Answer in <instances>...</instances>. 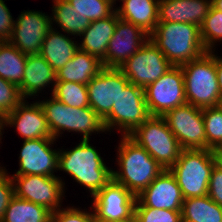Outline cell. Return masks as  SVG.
<instances>
[{
  "label": "cell",
  "mask_w": 222,
  "mask_h": 222,
  "mask_svg": "<svg viewBox=\"0 0 222 222\" xmlns=\"http://www.w3.org/2000/svg\"><path fill=\"white\" fill-rule=\"evenodd\" d=\"M149 39L173 66H181L208 52L196 24L158 22Z\"/></svg>",
  "instance_id": "6da1fadb"
},
{
  "label": "cell",
  "mask_w": 222,
  "mask_h": 222,
  "mask_svg": "<svg viewBox=\"0 0 222 222\" xmlns=\"http://www.w3.org/2000/svg\"><path fill=\"white\" fill-rule=\"evenodd\" d=\"M122 136L117 161L120 171H112V179L138 196L164 169L143 147Z\"/></svg>",
  "instance_id": "7a4b0ae2"
},
{
  "label": "cell",
  "mask_w": 222,
  "mask_h": 222,
  "mask_svg": "<svg viewBox=\"0 0 222 222\" xmlns=\"http://www.w3.org/2000/svg\"><path fill=\"white\" fill-rule=\"evenodd\" d=\"M89 140H82L70 151H59L58 169L67 172L80 185L87 187L92 197L110 180L112 171Z\"/></svg>",
  "instance_id": "3957f363"
},
{
  "label": "cell",
  "mask_w": 222,
  "mask_h": 222,
  "mask_svg": "<svg viewBox=\"0 0 222 222\" xmlns=\"http://www.w3.org/2000/svg\"><path fill=\"white\" fill-rule=\"evenodd\" d=\"M212 53L208 51L196 60L181 65L187 103L201 109L217 106L221 96L215 55Z\"/></svg>",
  "instance_id": "277c9868"
},
{
  "label": "cell",
  "mask_w": 222,
  "mask_h": 222,
  "mask_svg": "<svg viewBox=\"0 0 222 222\" xmlns=\"http://www.w3.org/2000/svg\"><path fill=\"white\" fill-rule=\"evenodd\" d=\"M214 166L211 149H182L178 160L169 170L174 174L186 199L208 195Z\"/></svg>",
  "instance_id": "5b68a950"
},
{
  "label": "cell",
  "mask_w": 222,
  "mask_h": 222,
  "mask_svg": "<svg viewBox=\"0 0 222 222\" xmlns=\"http://www.w3.org/2000/svg\"><path fill=\"white\" fill-rule=\"evenodd\" d=\"M39 103L45 113L52 137L55 139L61 134V130L82 133V140H89L92 132L106 131L103 120L91 107H71L53 96L50 100Z\"/></svg>",
  "instance_id": "8992f818"
},
{
  "label": "cell",
  "mask_w": 222,
  "mask_h": 222,
  "mask_svg": "<svg viewBox=\"0 0 222 222\" xmlns=\"http://www.w3.org/2000/svg\"><path fill=\"white\" fill-rule=\"evenodd\" d=\"M129 137L143 147L163 169H170L182 150L162 116H149Z\"/></svg>",
  "instance_id": "52a82bcc"
},
{
  "label": "cell",
  "mask_w": 222,
  "mask_h": 222,
  "mask_svg": "<svg viewBox=\"0 0 222 222\" xmlns=\"http://www.w3.org/2000/svg\"><path fill=\"white\" fill-rule=\"evenodd\" d=\"M149 116L144 88L129 83L120 91L111 112L103 119V124L107 131L118 126L124 136H129Z\"/></svg>",
  "instance_id": "ba28073f"
},
{
  "label": "cell",
  "mask_w": 222,
  "mask_h": 222,
  "mask_svg": "<svg viewBox=\"0 0 222 222\" xmlns=\"http://www.w3.org/2000/svg\"><path fill=\"white\" fill-rule=\"evenodd\" d=\"M150 116H163L167 111L187 103L181 66H172L164 75L144 88Z\"/></svg>",
  "instance_id": "9c48e42d"
},
{
  "label": "cell",
  "mask_w": 222,
  "mask_h": 222,
  "mask_svg": "<svg viewBox=\"0 0 222 222\" xmlns=\"http://www.w3.org/2000/svg\"><path fill=\"white\" fill-rule=\"evenodd\" d=\"M173 65L149 39L119 69L131 84L145 88L158 80Z\"/></svg>",
  "instance_id": "30bf717a"
},
{
  "label": "cell",
  "mask_w": 222,
  "mask_h": 222,
  "mask_svg": "<svg viewBox=\"0 0 222 222\" xmlns=\"http://www.w3.org/2000/svg\"><path fill=\"white\" fill-rule=\"evenodd\" d=\"M182 149H206L205 124L202 109L184 104L162 116Z\"/></svg>",
  "instance_id": "8fae6325"
},
{
  "label": "cell",
  "mask_w": 222,
  "mask_h": 222,
  "mask_svg": "<svg viewBox=\"0 0 222 222\" xmlns=\"http://www.w3.org/2000/svg\"><path fill=\"white\" fill-rule=\"evenodd\" d=\"M12 180L16 197L42 205L51 212L60 209L65 183L59 177L22 175L12 176Z\"/></svg>",
  "instance_id": "7c38bea8"
},
{
  "label": "cell",
  "mask_w": 222,
  "mask_h": 222,
  "mask_svg": "<svg viewBox=\"0 0 222 222\" xmlns=\"http://www.w3.org/2000/svg\"><path fill=\"white\" fill-rule=\"evenodd\" d=\"M93 199V209L97 220L134 219L137 196L113 179L94 195Z\"/></svg>",
  "instance_id": "4fadbf2b"
},
{
  "label": "cell",
  "mask_w": 222,
  "mask_h": 222,
  "mask_svg": "<svg viewBox=\"0 0 222 222\" xmlns=\"http://www.w3.org/2000/svg\"><path fill=\"white\" fill-rule=\"evenodd\" d=\"M21 13L14 23L8 41L25 55L40 54L42 43L52 29V19L40 11Z\"/></svg>",
  "instance_id": "5bb4252c"
},
{
  "label": "cell",
  "mask_w": 222,
  "mask_h": 222,
  "mask_svg": "<svg viewBox=\"0 0 222 222\" xmlns=\"http://www.w3.org/2000/svg\"><path fill=\"white\" fill-rule=\"evenodd\" d=\"M129 83L119 68L104 67L86 85L89 105L102 120L111 112L120 91Z\"/></svg>",
  "instance_id": "9a60e30c"
},
{
  "label": "cell",
  "mask_w": 222,
  "mask_h": 222,
  "mask_svg": "<svg viewBox=\"0 0 222 222\" xmlns=\"http://www.w3.org/2000/svg\"><path fill=\"white\" fill-rule=\"evenodd\" d=\"M149 35L133 23L122 20L117 15V25L110 39L105 58L104 67L119 68L147 41Z\"/></svg>",
  "instance_id": "2e32d148"
},
{
  "label": "cell",
  "mask_w": 222,
  "mask_h": 222,
  "mask_svg": "<svg viewBox=\"0 0 222 222\" xmlns=\"http://www.w3.org/2000/svg\"><path fill=\"white\" fill-rule=\"evenodd\" d=\"M56 139L24 140L19 156V170L13 176L42 175L55 176L58 170L59 151L51 149L50 145Z\"/></svg>",
  "instance_id": "e0dca14e"
},
{
  "label": "cell",
  "mask_w": 222,
  "mask_h": 222,
  "mask_svg": "<svg viewBox=\"0 0 222 222\" xmlns=\"http://www.w3.org/2000/svg\"><path fill=\"white\" fill-rule=\"evenodd\" d=\"M184 197L174 174L164 169L138 196L135 206L181 211Z\"/></svg>",
  "instance_id": "ac0fdd59"
},
{
  "label": "cell",
  "mask_w": 222,
  "mask_h": 222,
  "mask_svg": "<svg viewBox=\"0 0 222 222\" xmlns=\"http://www.w3.org/2000/svg\"><path fill=\"white\" fill-rule=\"evenodd\" d=\"M23 100L4 119L3 126H16L17 132L24 140L55 139L52 137L45 113L39 102L31 105Z\"/></svg>",
  "instance_id": "d6986e66"
},
{
  "label": "cell",
  "mask_w": 222,
  "mask_h": 222,
  "mask_svg": "<svg viewBox=\"0 0 222 222\" xmlns=\"http://www.w3.org/2000/svg\"><path fill=\"white\" fill-rule=\"evenodd\" d=\"M211 7V0H159L158 20L200 27Z\"/></svg>",
  "instance_id": "ffe728a7"
},
{
  "label": "cell",
  "mask_w": 222,
  "mask_h": 222,
  "mask_svg": "<svg viewBox=\"0 0 222 222\" xmlns=\"http://www.w3.org/2000/svg\"><path fill=\"white\" fill-rule=\"evenodd\" d=\"M56 76V72L40 54L27 55L22 83L19 85L22 96L24 99L35 94L37 96V93L50 83H53V94Z\"/></svg>",
  "instance_id": "44dd1931"
},
{
  "label": "cell",
  "mask_w": 222,
  "mask_h": 222,
  "mask_svg": "<svg viewBox=\"0 0 222 222\" xmlns=\"http://www.w3.org/2000/svg\"><path fill=\"white\" fill-rule=\"evenodd\" d=\"M103 68L99 58L78 49L72 59L56 72V82H75L87 85Z\"/></svg>",
  "instance_id": "7402d4cb"
},
{
  "label": "cell",
  "mask_w": 222,
  "mask_h": 222,
  "mask_svg": "<svg viewBox=\"0 0 222 222\" xmlns=\"http://www.w3.org/2000/svg\"><path fill=\"white\" fill-rule=\"evenodd\" d=\"M117 25L116 11L107 18L92 21L81 34L83 41L79 49L96 56L101 61L105 58L107 48Z\"/></svg>",
  "instance_id": "603a6c76"
},
{
  "label": "cell",
  "mask_w": 222,
  "mask_h": 222,
  "mask_svg": "<svg viewBox=\"0 0 222 222\" xmlns=\"http://www.w3.org/2000/svg\"><path fill=\"white\" fill-rule=\"evenodd\" d=\"M121 8H116L118 17L133 23L150 35L158 24L159 0H121Z\"/></svg>",
  "instance_id": "cb8c5ba5"
},
{
  "label": "cell",
  "mask_w": 222,
  "mask_h": 222,
  "mask_svg": "<svg viewBox=\"0 0 222 222\" xmlns=\"http://www.w3.org/2000/svg\"><path fill=\"white\" fill-rule=\"evenodd\" d=\"M55 31L56 30L52 28L45 37L40 55L55 72H58L70 59H72L79 49V46L77 43H74L72 39L66 37V35L64 36V34Z\"/></svg>",
  "instance_id": "d4e9b609"
},
{
  "label": "cell",
  "mask_w": 222,
  "mask_h": 222,
  "mask_svg": "<svg viewBox=\"0 0 222 222\" xmlns=\"http://www.w3.org/2000/svg\"><path fill=\"white\" fill-rule=\"evenodd\" d=\"M181 216L186 222H222V207L208 195L186 198L182 204Z\"/></svg>",
  "instance_id": "484cf974"
},
{
  "label": "cell",
  "mask_w": 222,
  "mask_h": 222,
  "mask_svg": "<svg viewBox=\"0 0 222 222\" xmlns=\"http://www.w3.org/2000/svg\"><path fill=\"white\" fill-rule=\"evenodd\" d=\"M51 213L42 205L14 196L1 222H51Z\"/></svg>",
  "instance_id": "4316f807"
},
{
  "label": "cell",
  "mask_w": 222,
  "mask_h": 222,
  "mask_svg": "<svg viewBox=\"0 0 222 222\" xmlns=\"http://www.w3.org/2000/svg\"><path fill=\"white\" fill-rule=\"evenodd\" d=\"M27 55L9 41L0 42V77L19 86L22 83Z\"/></svg>",
  "instance_id": "83f0119b"
},
{
  "label": "cell",
  "mask_w": 222,
  "mask_h": 222,
  "mask_svg": "<svg viewBox=\"0 0 222 222\" xmlns=\"http://www.w3.org/2000/svg\"><path fill=\"white\" fill-rule=\"evenodd\" d=\"M53 22L59 24L62 31L67 32L70 35L81 34L90 25V20L81 15L78 11L74 10L71 4L67 0H54L53 5Z\"/></svg>",
  "instance_id": "f1b7e54d"
},
{
  "label": "cell",
  "mask_w": 222,
  "mask_h": 222,
  "mask_svg": "<svg viewBox=\"0 0 222 222\" xmlns=\"http://www.w3.org/2000/svg\"><path fill=\"white\" fill-rule=\"evenodd\" d=\"M52 96L71 107H90L87 86L85 84L56 82Z\"/></svg>",
  "instance_id": "f546056e"
},
{
  "label": "cell",
  "mask_w": 222,
  "mask_h": 222,
  "mask_svg": "<svg viewBox=\"0 0 222 222\" xmlns=\"http://www.w3.org/2000/svg\"><path fill=\"white\" fill-rule=\"evenodd\" d=\"M74 10L86 16L90 22L111 16L116 10L112 0H67Z\"/></svg>",
  "instance_id": "4dcf8cb0"
},
{
  "label": "cell",
  "mask_w": 222,
  "mask_h": 222,
  "mask_svg": "<svg viewBox=\"0 0 222 222\" xmlns=\"http://www.w3.org/2000/svg\"><path fill=\"white\" fill-rule=\"evenodd\" d=\"M206 134V149L217 148L222 143V112L215 107L202 109Z\"/></svg>",
  "instance_id": "1f68e13d"
},
{
  "label": "cell",
  "mask_w": 222,
  "mask_h": 222,
  "mask_svg": "<svg viewBox=\"0 0 222 222\" xmlns=\"http://www.w3.org/2000/svg\"><path fill=\"white\" fill-rule=\"evenodd\" d=\"M203 45L207 51H212L215 41L222 40V12L211 7L209 14L200 26Z\"/></svg>",
  "instance_id": "d6a6232c"
},
{
  "label": "cell",
  "mask_w": 222,
  "mask_h": 222,
  "mask_svg": "<svg viewBox=\"0 0 222 222\" xmlns=\"http://www.w3.org/2000/svg\"><path fill=\"white\" fill-rule=\"evenodd\" d=\"M23 100L19 86L0 77V117L4 119Z\"/></svg>",
  "instance_id": "836d02e7"
},
{
  "label": "cell",
  "mask_w": 222,
  "mask_h": 222,
  "mask_svg": "<svg viewBox=\"0 0 222 222\" xmlns=\"http://www.w3.org/2000/svg\"><path fill=\"white\" fill-rule=\"evenodd\" d=\"M136 222H181V211L135 206Z\"/></svg>",
  "instance_id": "e575fe53"
},
{
  "label": "cell",
  "mask_w": 222,
  "mask_h": 222,
  "mask_svg": "<svg viewBox=\"0 0 222 222\" xmlns=\"http://www.w3.org/2000/svg\"><path fill=\"white\" fill-rule=\"evenodd\" d=\"M51 222H96V217L94 212L88 213L72 206L52 212Z\"/></svg>",
  "instance_id": "d590c367"
},
{
  "label": "cell",
  "mask_w": 222,
  "mask_h": 222,
  "mask_svg": "<svg viewBox=\"0 0 222 222\" xmlns=\"http://www.w3.org/2000/svg\"><path fill=\"white\" fill-rule=\"evenodd\" d=\"M1 168L0 166V222L11 199L15 196L13 180L5 169Z\"/></svg>",
  "instance_id": "8d00e7d4"
},
{
  "label": "cell",
  "mask_w": 222,
  "mask_h": 222,
  "mask_svg": "<svg viewBox=\"0 0 222 222\" xmlns=\"http://www.w3.org/2000/svg\"><path fill=\"white\" fill-rule=\"evenodd\" d=\"M4 2L5 1L0 0V42L10 39L15 23L10 14V10Z\"/></svg>",
  "instance_id": "74e56055"
},
{
  "label": "cell",
  "mask_w": 222,
  "mask_h": 222,
  "mask_svg": "<svg viewBox=\"0 0 222 222\" xmlns=\"http://www.w3.org/2000/svg\"><path fill=\"white\" fill-rule=\"evenodd\" d=\"M208 196L222 207V171L215 166L209 180Z\"/></svg>",
  "instance_id": "f35d334b"
},
{
  "label": "cell",
  "mask_w": 222,
  "mask_h": 222,
  "mask_svg": "<svg viewBox=\"0 0 222 222\" xmlns=\"http://www.w3.org/2000/svg\"><path fill=\"white\" fill-rule=\"evenodd\" d=\"M215 66L218 78V86L222 96V58L215 55Z\"/></svg>",
  "instance_id": "ab89813d"
},
{
  "label": "cell",
  "mask_w": 222,
  "mask_h": 222,
  "mask_svg": "<svg viewBox=\"0 0 222 222\" xmlns=\"http://www.w3.org/2000/svg\"><path fill=\"white\" fill-rule=\"evenodd\" d=\"M211 151L213 154L215 167L222 171V152H220L217 148H213Z\"/></svg>",
  "instance_id": "60d3db41"
},
{
  "label": "cell",
  "mask_w": 222,
  "mask_h": 222,
  "mask_svg": "<svg viewBox=\"0 0 222 222\" xmlns=\"http://www.w3.org/2000/svg\"><path fill=\"white\" fill-rule=\"evenodd\" d=\"M212 7L222 12V0H211Z\"/></svg>",
  "instance_id": "b9f144b4"
},
{
  "label": "cell",
  "mask_w": 222,
  "mask_h": 222,
  "mask_svg": "<svg viewBox=\"0 0 222 222\" xmlns=\"http://www.w3.org/2000/svg\"><path fill=\"white\" fill-rule=\"evenodd\" d=\"M96 222H136L135 218L132 220H115V221H102V220H97Z\"/></svg>",
  "instance_id": "7bdbcfd3"
},
{
  "label": "cell",
  "mask_w": 222,
  "mask_h": 222,
  "mask_svg": "<svg viewBox=\"0 0 222 222\" xmlns=\"http://www.w3.org/2000/svg\"><path fill=\"white\" fill-rule=\"evenodd\" d=\"M216 107L222 112V96H220Z\"/></svg>",
  "instance_id": "ee69618b"
},
{
  "label": "cell",
  "mask_w": 222,
  "mask_h": 222,
  "mask_svg": "<svg viewBox=\"0 0 222 222\" xmlns=\"http://www.w3.org/2000/svg\"><path fill=\"white\" fill-rule=\"evenodd\" d=\"M4 127H3V119L0 117V137H1V135H2V129H3ZM0 141H1V139H0Z\"/></svg>",
  "instance_id": "f6af8a7d"
},
{
  "label": "cell",
  "mask_w": 222,
  "mask_h": 222,
  "mask_svg": "<svg viewBox=\"0 0 222 222\" xmlns=\"http://www.w3.org/2000/svg\"><path fill=\"white\" fill-rule=\"evenodd\" d=\"M217 149L222 152V143L217 147Z\"/></svg>",
  "instance_id": "bcb514c9"
}]
</instances>
